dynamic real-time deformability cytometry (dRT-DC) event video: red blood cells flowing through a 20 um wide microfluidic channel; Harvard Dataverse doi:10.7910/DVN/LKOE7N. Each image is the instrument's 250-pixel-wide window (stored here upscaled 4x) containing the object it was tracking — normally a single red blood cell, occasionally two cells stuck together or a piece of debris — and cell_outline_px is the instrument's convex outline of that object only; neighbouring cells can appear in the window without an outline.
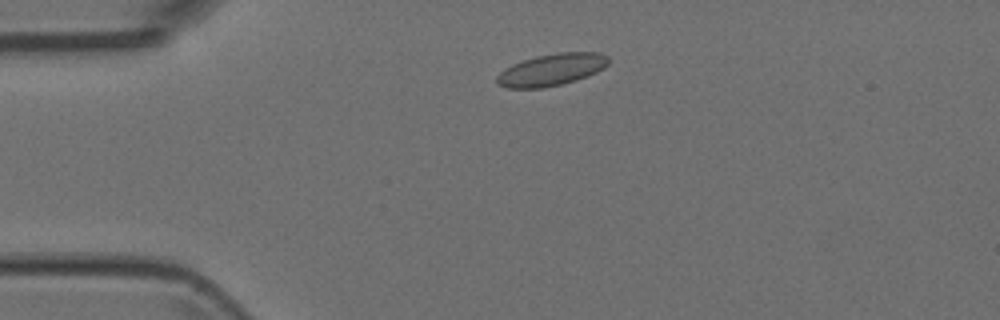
{"species": "Egyptian fruit bat (a non-hibernating species)", "species_latin": "Rousettus aegyptiacus", "temperature_condition": "room temperature", "stored_images_in_passage": 2, "camera_frame_rate_fps": 3000, "um_per_image_px": 0.085, "animal": {"sex": "female"}, "frame": {"image": 1, "passage_image": 2, "time_ms": 0.333, "image_size_px": [1000, 320], "cell_outline_px": [[608, 64], [604, 68], [588, 76], [576, 80], [560, 84], [540, 88], [508, 88], [496, 84], [496, 76], [504, 68], [512, 64], [536, 56], [560, 52], [600, 52], [608, 56]], "centroid_in_image_um": [46.87, 5.92], "position_along_channel_um": 38.1, "area_um2": 20.81}}